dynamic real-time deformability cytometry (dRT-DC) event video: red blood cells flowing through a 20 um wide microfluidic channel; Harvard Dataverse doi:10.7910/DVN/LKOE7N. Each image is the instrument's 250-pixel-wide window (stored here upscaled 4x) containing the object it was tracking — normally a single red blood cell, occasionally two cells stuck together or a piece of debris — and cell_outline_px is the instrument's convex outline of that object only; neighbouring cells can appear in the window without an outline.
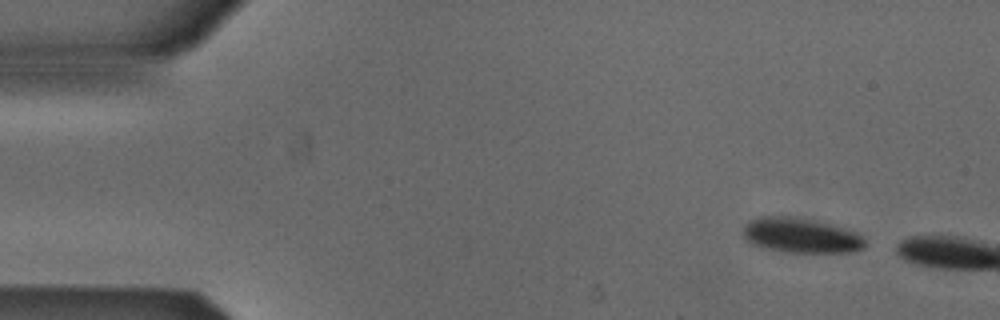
{"species": "Egyptian fruit bat (a non-hibernating species)", "species_latin": "Rousettus aegyptiacus", "temperature_condition": "cold", "stored_images_in_passage": 4, "camera_frame_rate_fps": 3000, "um_per_image_px": 0.085, "animal": {"sex": "male"}, "frame": {"image": 1, "passage_image": 1, "time_ms": 0.0, "image_size_px": [1000, 320], "cell_outline_px": [[864, 248], [848, 252], [784, 252], [760, 248], [752, 244], [744, 236], [744, 224], [748, 220], [760, 216], [792, 216], [812, 220], [828, 224], [856, 232], [864, 240]], "centroid_in_image_um": [68.0, 20.01], "position_along_channel_um": 17.0, "area_um2": 24.68}}